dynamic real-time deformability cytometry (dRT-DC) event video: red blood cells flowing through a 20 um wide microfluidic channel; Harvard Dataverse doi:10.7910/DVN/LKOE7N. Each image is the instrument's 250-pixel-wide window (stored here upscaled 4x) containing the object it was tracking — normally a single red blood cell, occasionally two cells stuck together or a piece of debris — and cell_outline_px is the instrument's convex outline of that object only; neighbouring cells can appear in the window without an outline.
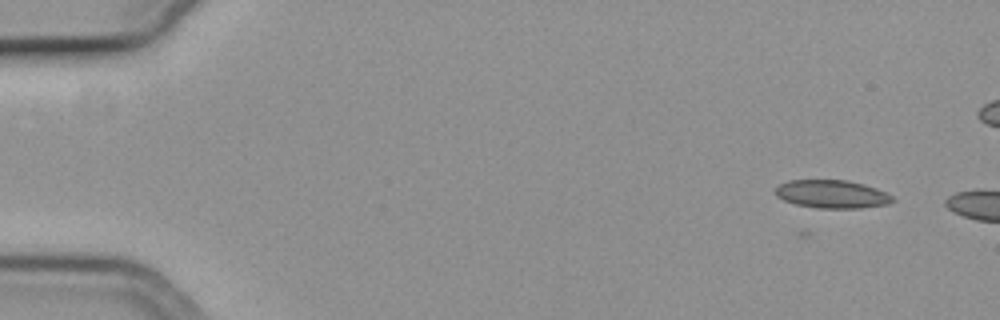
{"species": "common noctule bat (a hibernating species)", "species_latin": "Nyctalus noctula", "temperature_condition": "cold", "stored_images_in_passage": 11, "camera_frame_rate_fps": 3000, "um_per_image_px": 0.085, "animal": {"sex": "female", "body_mass_g": 19.3, "forearm_length_mm": 54.1}, "frame": {"image": 1, "passage_image": 1, "time_ms": 0.0, "image_size_px": [1000, 320], "cell_outline_px": [[896, 200], [888, 204], [860, 208], [816, 208], [796, 204], [784, 200], [776, 196], [776, 188], [780, 184], [788, 180], [848, 180], [864, 184], [876, 188], [892, 196]], "centroid_in_image_um": [70.73, 16.5], "position_along_channel_um": 14.3, "area_um2": 19.19}}